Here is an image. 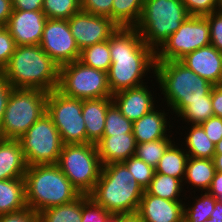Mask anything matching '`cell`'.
<instances>
[{
	"instance_id": "1",
	"label": "cell",
	"mask_w": 222,
	"mask_h": 222,
	"mask_svg": "<svg viewBox=\"0 0 222 222\" xmlns=\"http://www.w3.org/2000/svg\"><path fill=\"white\" fill-rule=\"evenodd\" d=\"M109 49L112 62L107 74L112 95L144 85L142 78L151 70L154 76L156 52L135 27H118L109 38Z\"/></svg>"
},
{
	"instance_id": "2",
	"label": "cell",
	"mask_w": 222,
	"mask_h": 222,
	"mask_svg": "<svg viewBox=\"0 0 222 222\" xmlns=\"http://www.w3.org/2000/svg\"><path fill=\"white\" fill-rule=\"evenodd\" d=\"M59 67L40 45H22L16 46L8 64L0 73L13 88L51 92L58 87Z\"/></svg>"
},
{
	"instance_id": "3",
	"label": "cell",
	"mask_w": 222,
	"mask_h": 222,
	"mask_svg": "<svg viewBox=\"0 0 222 222\" xmlns=\"http://www.w3.org/2000/svg\"><path fill=\"white\" fill-rule=\"evenodd\" d=\"M144 191L122 162L110 163L102 166L89 197L110 214H134Z\"/></svg>"
},
{
	"instance_id": "4",
	"label": "cell",
	"mask_w": 222,
	"mask_h": 222,
	"mask_svg": "<svg viewBox=\"0 0 222 222\" xmlns=\"http://www.w3.org/2000/svg\"><path fill=\"white\" fill-rule=\"evenodd\" d=\"M154 77L164 101L177 116L188 106V101L205 100L214 86L181 61H156Z\"/></svg>"
},
{
	"instance_id": "5",
	"label": "cell",
	"mask_w": 222,
	"mask_h": 222,
	"mask_svg": "<svg viewBox=\"0 0 222 222\" xmlns=\"http://www.w3.org/2000/svg\"><path fill=\"white\" fill-rule=\"evenodd\" d=\"M24 179L27 207L37 213L81 195L57 164L28 166Z\"/></svg>"
},
{
	"instance_id": "6",
	"label": "cell",
	"mask_w": 222,
	"mask_h": 222,
	"mask_svg": "<svg viewBox=\"0 0 222 222\" xmlns=\"http://www.w3.org/2000/svg\"><path fill=\"white\" fill-rule=\"evenodd\" d=\"M189 16L181 0H144L135 28L144 43L156 52Z\"/></svg>"
},
{
	"instance_id": "7",
	"label": "cell",
	"mask_w": 222,
	"mask_h": 222,
	"mask_svg": "<svg viewBox=\"0 0 222 222\" xmlns=\"http://www.w3.org/2000/svg\"><path fill=\"white\" fill-rule=\"evenodd\" d=\"M47 95L40 89L13 88L0 125V138L20 139L46 113Z\"/></svg>"
},
{
	"instance_id": "8",
	"label": "cell",
	"mask_w": 222,
	"mask_h": 222,
	"mask_svg": "<svg viewBox=\"0 0 222 222\" xmlns=\"http://www.w3.org/2000/svg\"><path fill=\"white\" fill-rule=\"evenodd\" d=\"M57 165L83 195L93 191L103 166L93 143L63 144Z\"/></svg>"
},
{
	"instance_id": "9",
	"label": "cell",
	"mask_w": 222,
	"mask_h": 222,
	"mask_svg": "<svg viewBox=\"0 0 222 222\" xmlns=\"http://www.w3.org/2000/svg\"><path fill=\"white\" fill-rule=\"evenodd\" d=\"M57 90L81 100L112 97L107 72L88 67L79 60L59 67Z\"/></svg>"
},
{
	"instance_id": "10",
	"label": "cell",
	"mask_w": 222,
	"mask_h": 222,
	"mask_svg": "<svg viewBox=\"0 0 222 222\" xmlns=\"http://www.w3.org/2000/svg\"><path fill=\"white\" fill-rule=\"evenodd\" d=\"M18 140L28 166L57 164L63 143L58 129L47 113Z\"/></svg>"
},
{
	"instance_id": "11",
	"label": "cell",
	"mask_w": 222,
	"mask_h": 222,
	"mask_svg": "<svg viewBox=\"0 0 222 222\" xmlns=\"http://www.w3.org/2000/svg\"><path fill=\"white\" fill-rule=\"evenodd\" d=\"M46 113L58 129L63 144L87 143L81 99L52 90L47 95Z\"/></svg>"
},
{
	"instance_id": "12",
	"label": "cell",
	"mask_w": 222,
	"mask_h": 222,
	"mask_svg": "<svg viewBox=\"0 0 222 222\" xmlns=\"http://www.w3.org/2000/svg\"><path fill=\"white\" fill-rule=\"evenodd\" d=\"M210 45V26L205 16H189L156 51V61H180L187 54Z\"/></svg>"
},
{
	"instance_id": "13",
	"label": "cell",
	"mask_w": 222,
	"mask_h": 222,
	"mask_svg": "<svg viewBox=\"0 0 222 222\" xmlns=\"http://www.w3.org/2000/svg\"><path fill=\"white\" fill-rule=\"evenodd\" d=\"M40 47L59 66L77 61L81 51L76 44L68 21L60 19H47Z\"/></svg>"
},
{
	"instance_id": "14",
	"label": "cell",
	"mask_w": 222,
	"mask_h": 222,
	"mask_svg": "<svg viewBox=\"0 0 222 222\" xmlns=\"http://www.w3.org/2000/svg\"><path fill=\"white\" fill-rule=\"evenodd\" d=\"M68 24L79 50L109 40L118 26L106 16L93 15L84 11L73 14Z\"/></svg>"
},
{
	"instance_id": "15",
	"label": "cell",
	"mask_w": 222,
	"mask_h": 222,
	"mask_svg": "<svg viewBox=\"0 0 222 222\" xmlns=\"http://www.w3.org/2000/svg\"><path fill=\"white\" fill-rule=\"evenodd\" d=\"M47 19L43 11L13 10L6 28L16 46L40 45Z\"/></svg>"
},
{
	"instance_id": "16",
	"label": "cell",
	"mask_w": 222,
	"mask_h": 222,
	"mask_svg": "<svg viewBox=\"0 0 222 222\" xmlns=\"http://www.w3.org/2000/svg\"><path fill=\"white\" fill-rule=\"evenodd\" d=\"M184 205V201L166 200L144 191L136 214L142 222H182Z\"/></svg>"
},
{
	"instance_id": "17",
	"label": "cell",
	"mask_w": 222,
	"mask_h": 222,
	"mask_svg": "<svg viewBox=\"0 0 222 222\" xmlns=\"http://www.w3.org/2000/svg\"><path fill=\"white\" fill-rule=\"evenodd\" d=\"M180 61L213 85H222V52L213 45L201 47Z\"/></svg>"
},
{
	"instance_id": "18",
	"label": "cell",
	"mask_w": 222,
	"mask_h": 222,
	"mask_svg": "<svg viewBox=\"0 0 222 222\" xmlns=\"http://www.w3.org/2000/svg\"><path fill=\"white\" fill-rule=\"evenodd\" d=\"M146 84L125 89L112 95V100L121 113L132 122L157 108L153 94Z\"/></svg>"
},
{
	"instance_id": "19",
	"label": "cell",
	"mask_w": 222,
	"mask_h": 222,
	"mask_svg": "<svg viewBox=\"0 0 222 222\" xmlns=\"http://www.w3.org/2000/svg\"><path fill=\"white\" fill-rule=\"evenodd\" d=\"M136 146L133 133L103 136L96 143L102 165L124 162L135 155Z\"/></svg>"
},
{
	"instance_id": "20",
	"label": "cell",
	"mask_w": 222,
	"mask_h": 222,
	"mask_svg": "<svg viewBox=\"0 0 222 222\" xmlns=\"http://www.w3.org/2000/svg\"><path fill=\"white\" fill-rule=\"evenodd\" d=\"M27 169L20 141L0 138V180L24 178Z\"/></svg>"
},
{
	"instance_id": "21",
	"label": "cell",
	"mask_w": 222,
	"mask_h": 222,
	"mask_svg": "<svg viewBox=\"0 0 222 222\" xmlns=\"http://www.w3.org/2000/svg\"><path fill=\"white\" fill-rule=\"evenodd\" d=\"M112 103V97L82 100L87 143L96 144L103 137L106 112Z\"/></svg>"
},
{
	"instance_id": "22",
	"label": "cell",
	"mask_w": 222,
	"mask_h": 222,
	"mask_svg": "<svg viewBox=\"0 0 222 222\" xmlns=\"http://www.w3.org/2000/svg\"><path fill=\"white\" fill-rule=\"evenodd\" d=\"M167 114H169V112L165 113L164 110L154 108L151 112L134 121L132 133L134 134L136 143L170 137L171 135L167 134L170 129L167 128L168 125L169 128L173 126L170 125V121H167Z\"/></svg>"
},
{
	"instance_id": "23",
	"label": "cell",
	"mask_w": 222,
	"mask_h": 222,
	"mask_svg": "<svg viewBox=\"0 0 222 222\" xmlns=\"http://www.w3.org/2000/svg\"><path fill=\"white\" fill-rule=\"evenodd\" d=\"M27 208L25 179L0 180V215Z\"/></svg>"
},
{
	"instance_id": "24",
	"label": "cell",
	"mask_w": 222,
	"mask_h": 222,
	"mask_svg": "<svg viewBox=\"0 0 222 222\" xmlns=\"http://www.w3.org/2000/svg\"><path fill=\"white\" fill-rule=\"evenodd\" d=\"M215 172L213 159L188 157L183 187L187 183L191 184V187L194 186V189L207 192L211 186Z\"/></svg>"
},
{
	"instance_id": "25",
	"label": "cell",
	"mask_w": 222,
	"mask_h": 222,
	"mask_svg": "<svg viewBox=\"0 0 222 222\" xmlns=\"http://www.w3.org/2000/svg\"><path fill=\"white\" fill-rule=\"evenodd\" d=\"M175 143L176 142H173L166 149L157 166L155 167V173H161L174 178H179L183 182L188 154L184 150L182 144L179 146ZM178 146L182 148H179Z\"/></svg>"
},
{
	"instance_id": "26",
	"label": "cell",
	"mask_w": 222,
	"mask_h": 222,
	"mask_svg": "<svg viewBox=\"0 0 222 222\" xmlns=\"http://www.w3.org/2000/svg\"><path fill=\"white\" fill-rule=\"evenodd\" d=\"M89 195L81 194L76 200L39 212V222H81L82 205Z\"/></svg>"
},
{
	"instance_id": "27",
	"label": "cell",
	"mask_w": 222,
	"mask_h": 222,
	"mask_svg": "<svg viewBox=\"0 0 222 222\" xmlns=\"http://www.w3.org/2000/svg\"><path fill=\"white\" fill-rule=\"evenodd\" d=\"M188 135L185 136L184 150L188 157L213 159L215 144L208 138L201 125H191Z\"/></svg>"
},
{
	"instance_id": "28",
	"label": "cell",
	"mask_w": 222,
	"mask_h": 222,
	"mask_svg": "<svg viewBox=\"0 0 222 222\" xmlns=\"http://www.w3.org/2000/svg\"><path fill=\"white\" fill-rule=\"evenodd\" d=\"M144 0H113L112 21L118 27H135L142 15Z\"/></svg>"
},
{
	"instance_id": "29",
	"label": "cell",
	"mask_w": 222,
	"mask_h": 222,
	"mask_svg": "<svg viewBox=\"0 0 222 222\" xmlns=\"http://www.w3.org/2000/svg\"><path fill=\"white\" fill-rule=\"evenodd\" d=\"M183 182L161 173H154L150 185L145 189L148 194L172 201H183L179 197L183 191Z\"/></svg>"
},
{
	"instance_id": "30",
	"label": "cell",
	"mask_w": 222,
	"mask_h": 222,
	"mask_svg": "<svg viewBox=\"0 0 222 222\" xmlns=\"http://www.w3.org/2000/svg\"><path fill=\"white\" fill-rule=\"evenodd\" d=\"M79 61L88 67L108 73L112 62L109 40L88 46L81 50Z\"/></svg>"
},
{
	"instance_id": "31",
	"label": "cell",
	"mask_w": 222,
	"mask_h": 222,
	"mask_svg": "<svg viewBox=\"0 0 222 222\" xmlns=\"http://www.w3.org/2000/svg\"><path fill=\"white\" fill-rule=\"evenodd\" d=\"M191 205H184V220L186 222H204L214 211L216 198L208 192H202ZM195 202V203H194ZM188 206V207H187Z\"/></svg>"
},
{
	"instance_id": "32",
	"label": "cell",
	"mask_w": 222,
	"mask_h": 222,
	"mask_svg": "<svg viewBox=\"0 0 222 222\" xmlns=\"http://www.w3.org/2000/svg\"><path fill=\"white\" fill-rule=\"evenodd\" d=\"M212 116L214 112L211 95H205V100L188 101V106L177 117L184 119L189 125H201Z\"/></svg>"
},
{
	"instance_id": "33",
	"label": "cell",
	"mask_w": 222,
	"mask_h": 222,
	"mask_svg": "<svg viewBox=\"0 0 222 222\" xmlns=\"http://www.w3.org/2000/svg\"><path fill=\"white\" fill-rule=\"evenodd\" d=\"M173 142L174 140L169 137L157 139L154 141L138 143L135 150V156L155 168L166 149Z\"/></svg>"
},
{
	"instance_id": "34",
	"label": "cell",
	"mask_w": 222,
	"mask_h": 222,
	"mask_svg": "<svg viewBox=\"0 0 222 222\" xmlns=\"http://www.w3.org/2000/svg\"><path fill=\"white\" fill-rule=\"evenodd\" d=\"M42 11L48 19L68 20L81 11V0H44Z\"/></svg>"
},
{
	"instance_id": "35",
	"label": "cell",
	"mask_w": 222,
	"mask_h": 222,
	"mask_svg": "<svg viewBox=\"0 0 222 222\" xmlns=\"http://www.w3.org/2000/svg\"><path fill=\"white\" fill-rule=\"evenodd\" d=\"M133 122L128 120L113 102L107 109L103 136L132 133Z\"/></svg>"
},
{
	"instance_id": "36",
	"label": "cell",
	"mask_w": 222,
	"mask_h": 222,
	"mask_svg": "<svg viewBox=\"0 0 222 222\" xmlns=\"http://www.w3.org/2000/svg\"><path fill=\"white\" fill-rule=\"evenodd\" d=\"M122 163L128 168L136 182L140 184L144 190L150 185L155 173V168L148 165L135 155Z\"/></svg>"
},
{
	"instance_id": "37",
	"label": "cell",
	"mask_w": 222,
	"mask_h": 222,
	"mask_svg": "<svg viewBox=\"0 0 222 222\" xmlns=\"http://www.w3.org/2000/svg\"><path fill=\"white\" fill-rule=\"evenodd\" d=\"M15 48V41L6 26L0 25V72L8 64Z\"/></svg>"
},
{
	"instance_id": "38",
	"label": "cell",
	"mask_w": 222,
	"mask_h": 222,
	"mask_svg": "<svg viewBox=\"0 0 222 222\" xmlns=\"http://www.w3.org/2000/svg\"><path fill=\"white\" fill-rule=\"evenodd\" d=\"M190 16H206L217 11V0H181Z\"/></svg>"
},
{
	"instance_id": "39",
	"label": "cell",
	"mask_w": 222,
	"mask_h": 222,
	"mask_svg": "<svg viewBox=\"0 0 222 222\" xmlns=\"http://www.w3.org/2000/svg\"><path fill=\"white\" fill-rule=\"evenodd\" d=\"M111 214L107 212L102 206L97 205L91 198H89L82 205V220L81 222H103Z\"/></svg>"
},
{
	"instance_id": "40",
	"label": "cell",
	"mask_w": 222,
	"mask_h": 222,
	"mask_svg": "<svg viewBox=\"0 0 222 222\" xmlns=\"http://www.w3.org/2000/svg\"><path fill=\"white\" fill-rule=\"evenodd\" d=\"M113 0H81V11L112 20Z\"/></svg>"
},
{
	"instance_id": "41",
	"label": "cell",
	"mask_w": 222,
	"mask_h": 222,
	"mask_svg": "<svg viewBox=\"0 0 222 222\" xmlns=\"http://www.w3.org/2000/svg\"><path fill=\"white\" fill-rule=\"evenodd\" d=\"M205 17L210 26V44L222 52V13L215 11Z\"/></svg>"
},
{
	"instance_id": "42",
	"label": "cell",
	"mask_w": 222,
	"mask_h": 222,
	"mask_svg": "<svg viewBox=\"0 0 222 222\" xmlns=\"http://www.w3.org/2000/svg\"><path fill=\"white\" fill-rule=\"evenodd\" d=\"M208 138L216 145L222 139V118L212 116L201 124Z\"/></svg>"
},
{
	"instance_id": "43",
	"label": "cell",
	"mask_w": 222,
	"mask_h": 222,
	"mask_svg": "<svg viewBox=\"0 0 222 222\" xmlns=\"http://www.w3.org/2000/svg\"><path fill=\"white\" fill-rule=\"evenodd\" d=\"M0 222H39V213L27 207L19 212L1 214Z\"/></svg>"
},
{
	"instance_id": "44",
	"label": "cell",
	"mask_w": 222,
	"mask_h": 222,
	"mask_svg": "<svg viewBox=\"0 0 222 222\" xmlns=\"http://www.w3.org/2000/svg\"><path fill=\"white\" fill-rule=\"evenodd\" d=\"M13 90L9 81L0 73V125L4 118L5 109Z\"/></svg>"
},
{
	"instance_id": "45",
	"label": "cell",
	"mask_w": 222,
	"mask_h": 222,
	"mask_svg": "<svg viewBox=\"0 0 222 222\" xmlns=\"http://www.w3.org/2000/svg\"><path fill=\"white\" fill-rule=\"evenodd\" d=\"M44 0H12L13 10L42 11Z\"/></svg>"
},
{
	"instance_id": "46",
	"label": "cell",
	"mask_w": 222,
	"mask_h": 222,
	"mask_svg": "<svg viewBox=\"0 0 222 222\" xmlns=\"http://www.w3.org/2000/svg\"><path fill=\"white\" fill-rule=\"evenodd\" d=\"M214 116L222 118V85H214L211 90Z\"/></svg>"
},
{
	"instance_id": "47",
	"label": "cell",
	"mask_w": 222,
	"mask_h": 222,
	"mask_svg": "<svg viewBox=\"0 0 222 222\" xmlns=\"http://www.w3.org/2000/svg\"><path fill=\"white\" fill-rule=\"evenodd\" d=\"M207 192L222 202V172H215L211 186Z\"/></svg>"
},
{
	"instance_id": "48",
	"label": "cell",
	"mask_w": 222,
	"mask_h": 222,
	"mask_svg": "<svg viewBox=\"0 0 222 222\" xmlns=\"http://www.w3.org/2000/svg\"><path fill=\"white\" fill-rule=\"evenodd\" d=\"M12 12V0H0V25L6 26Z\"/></svg>"
},
{
	"instance_id": "49",
	"label": "cell",
	"mask_w": 222,
	"mask_h": 222,
	"mask_svg": "<svg viewBox=\"0 0 222 222\" xmlns=\"http://www.w3.org/2000/svg\"><path fill=\"white\" fill-rule=\"evenodd\" d=\"M114 222H142L141 218L136 214L115 215Z\"/></svg>"
},
{
	"instance_id": "50",
	"label": "cell",
	"mask_w": 222,
	"mask_h": 222,
	"mask_svg": "<svg viewBox=\"0 0 222 222\" xmlns=\"http://www.w3.org/2000/svg\"><path fill=\"white\" fill-rule=\"evenodd\" d=\"M211 220H215L216 222H222V202L216 200L214 211L210 215Z\"/></svg>"
},
{
	"instance_id": "51",
	"label": "cell",
	"mask_w": 222,
	"mask_h": 222,
	"mask_svg": "<svg viewBox=\"0 0 222 222\" xmlns=\"http://www.w3.org/2000/svg\"><path fill=\"white\" fill-rule=\"evenodd\" d=\"M215 171L222 172V154H215L214 158Z\"/></svg>"
},
{
	"instance_id": "52",
	"label": "cell",
	"mask_w": 222,
	"mask_h": 222,
	"mask_svg": "<svg viewBox=\"0 0 222 222\" xmlns=\"http://www.w3.org/2000/svg\"><path fill=\"white\" fill-rule=\"evenodd\" d=\"M215 154H222V139L215 145Z\"/></svg>"
},
{
	"instance_id": "53",
	"label": "cell",
	"mask_w": 222,
	"mask_h": 222,
	"mask_svg": "<svg viewBox=\"0 0 222 222\" xmlns=\"http://www.w3.org/2000/svg\"><path fill=\"white\" fill-rule=\"evenodd\" d=\"M217 11L222 13V0H217Z\"/></svg>"
},
{
	"instance_id": "54",
	"label": "cell",
	"mask_w": 222,
	"mask_h": 222,
	"mask_svg": "<svg viewBox=\"0 0 222 222\" xmlns=\"http://www.w3.org/2000/svg\"><path fill=\"white\" fill-rule=\"evenodd\" d=\"M103 222H114V214H111L106 220Z\"/></svg>"
},
{
	"instance_id": "55",
	"label": "cell",
	"mask_w": 222,
	"mask_h": 222,
	"mask_svg": "<svg viewBox=\"0 0 222 222\" xmlns=\"http://www.w3.org/2000/svg\"><path fill=\"white\" fill-rule=\"evenodd\" d=\"M204 222H216L215 220H211L210 218L209 219H206Z\"/></svg>"
}]
</instances>
